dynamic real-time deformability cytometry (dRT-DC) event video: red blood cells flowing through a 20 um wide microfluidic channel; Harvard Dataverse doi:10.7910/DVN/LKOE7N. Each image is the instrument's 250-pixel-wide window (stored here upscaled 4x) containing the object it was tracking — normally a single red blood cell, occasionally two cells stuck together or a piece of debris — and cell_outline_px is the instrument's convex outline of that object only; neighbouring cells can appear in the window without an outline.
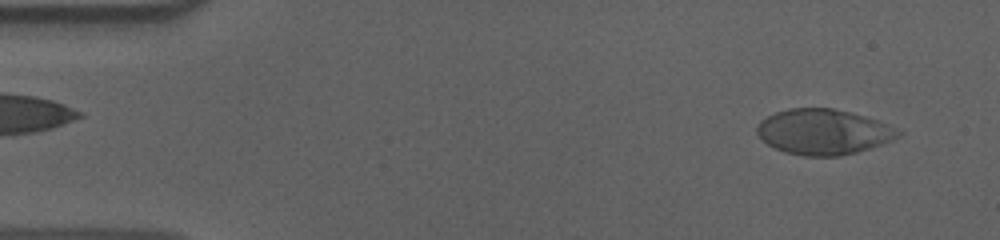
{"species": "human", "species_latin": "Homo sapiens", "temperature_condition": "cold", "stored_images_in_passage": 55, "camera_frame_rate_fps": 3000, "um_per_image_px": 0.085, "donor": {"sex": "male"}, "frame": {"image": 1, "passage_image": 3, "time_ms": 0.667, "image_size_px": [1000, 240], "cell_outline_px": [[904, 132], [900, 136], [892, 140], [856, 152], [840, 156], [804, 156], [784, 152], [768, 144], [756, 132], [756, 124], [760, 120], [776, 112], [788, 108], [832, 108], [852, 112], [876, 120]], "centroid_in_image_um": [69.97, 11.2], "position_along_channel_um": 15.0, "area_um2": 37.22}}
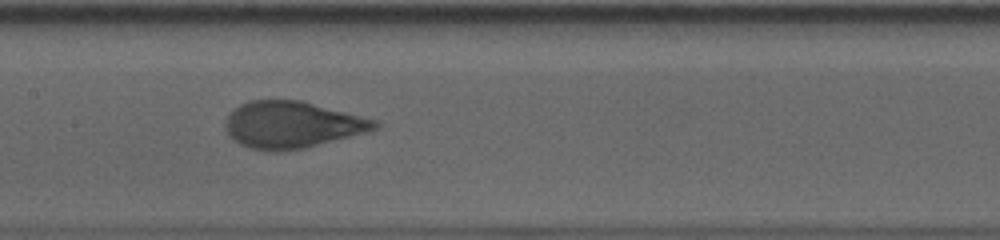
{"frame": {"image": 2, "passage_image": 26, "time_ms": 8.333, "image_size_px": [1000, 240], "cell_outline_px": [[380, 128], [368, 132], [304, 148], [276, 152], [248, 148], [240, 144], [228, 136], [224, 128], [224, 124], [232, 108], [248, 100], [300, 100], [376, 120], [380, 124]], "centroid_in_image_um": [24.78, 10.61], "position_along_channel_um": 182.6, "area_um2": 40.86}}
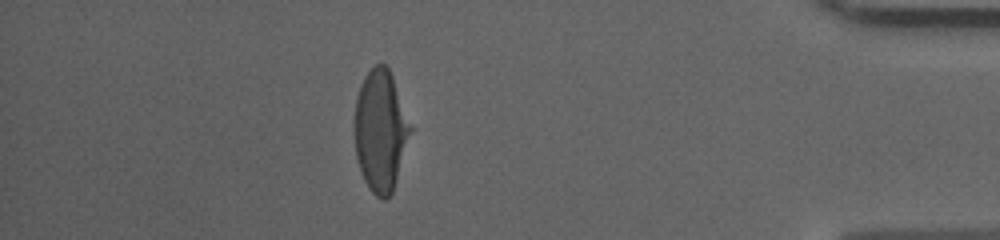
{"frame": {"image": 3, "passage_image": 48, "time_ms": 15.667, "image_size_px": [1000, 240], "cell_outline_px": [[412, 128], [396, 180], [392, 192], [384, 200], [376, 196], [368, 188], [364, 180], [356, 160], [352, 128], [356, 96], [360, 84], [364, 76], [376, 64], [384, 64], [388, 68], [392, 76]], "centroid_in_image_um": [32.29, 11.11], "position_along_channel_um": 402.9, "area_um2": 39.71}, "authors_computed_cell_mechanics": {"area_um2": 40.46, "velocity_mm_per_s": 3.6208, "shape_relaxation_time_tau1_ms": 4.1638, "shape_relaxation_time_tau2_ms": null, "deformation_change_tau1": 0.2104, "deformation_change_tau2": null}}